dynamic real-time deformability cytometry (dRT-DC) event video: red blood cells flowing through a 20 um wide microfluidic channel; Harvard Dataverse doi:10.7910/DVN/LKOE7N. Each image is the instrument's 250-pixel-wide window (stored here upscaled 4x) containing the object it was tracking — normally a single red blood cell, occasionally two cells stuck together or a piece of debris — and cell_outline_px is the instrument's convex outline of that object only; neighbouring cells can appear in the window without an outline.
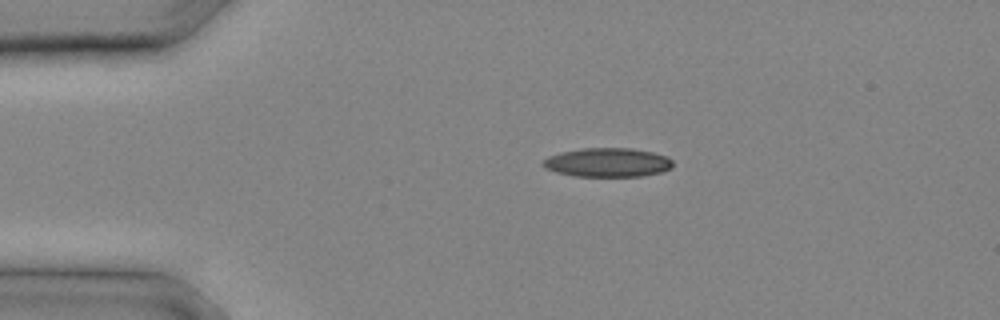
{"species": "common noctule bat (a hibernating species)", "species_latin": "Nyctalus noctula", "temperature_condition": "cold", "stored_images_in_passage": 5, "camera_frame_rate_fps": 3000, "um_per_image_px": 0.085, "animal": {"sex": "male", "body_mass_g": 20.4}, "frame": {"image": 1, "passage_image": 1, "time_ms": 0.0, "image_size_px": [1000, 320], "cell_outline_px": [[672, 168], [660, 172], [644, 176], [576, 176], [556, 172], [544, 168], [540, 164], [548, 156], [560, 152], [584, 148], [632, 148], [652, 152], [668, 156], [672, 160]], "centroid_in_image_um": [51.64, 13.8], "position_along_channel_um": 33.4, "area_um2": 22.02}}
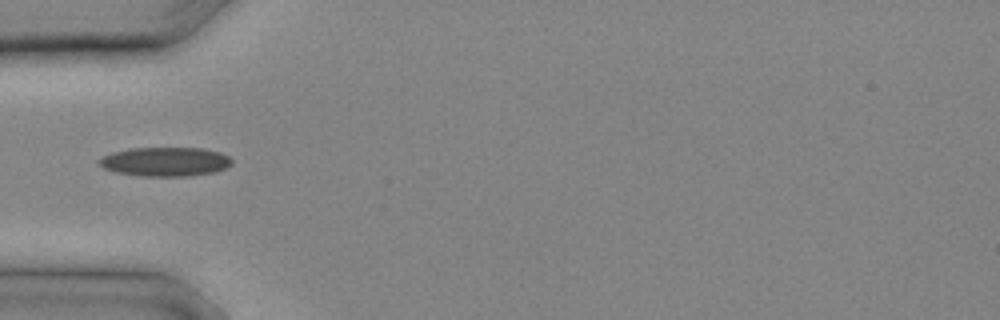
{"frame": {"image": 2, "passage_image": 4, "time_ms": 1.0, "image_size_px": [1000, 320], "cell_outline_px": [[232, 164], [216, 172], [188, 176], [140, 176], [116, 172], [104, 168], [96, 164], [96, 160], [100, 156], [112, 152], [128, 148], [204, 148], [220, 152], [228, 156], [232, 160]], "centroid_in_image_um": [13.99, 13.74], "position_along_channel_um": 71.0, "area_um2": 22.83}}